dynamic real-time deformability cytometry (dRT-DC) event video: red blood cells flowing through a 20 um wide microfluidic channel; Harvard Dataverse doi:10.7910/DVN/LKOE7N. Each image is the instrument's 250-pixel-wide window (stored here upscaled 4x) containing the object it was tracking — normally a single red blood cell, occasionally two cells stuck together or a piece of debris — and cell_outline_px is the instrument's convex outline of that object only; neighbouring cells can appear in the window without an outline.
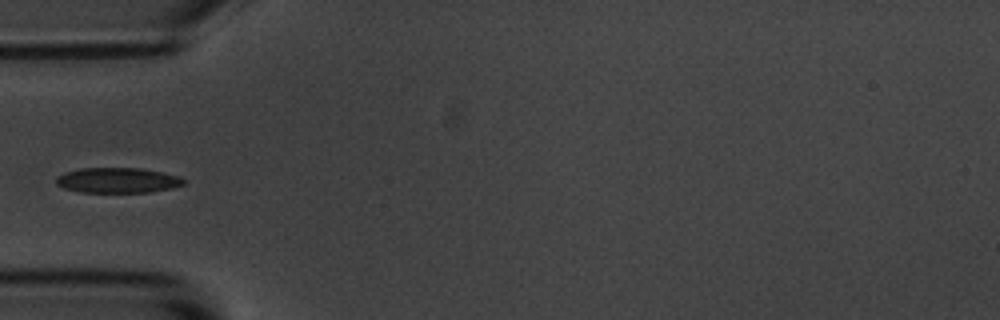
{"species": "common noctule bat (a hibernating species)", "species_latin": "Nyctalus noctula", "temperature_condition": "room temperature", "stored_images_in_passage": 4, "camera_frame_rate_fps": 3000, "um_per_image_px": 0.085, "animal": {"sex": "male", "body_mass_g": 20.1, "forearm_length_mm": 53.5}, "frame": {"image": 1, "passage_image": 4, "time_ms": 3.333, "image_size_px": [1000, 320], "cell_outline_px": [[188, 180], [184, 184], [172, 188], [152, 192], [80, 192], [64, 188], [56, 184], [56, 176], [64, 172], [80, 168], [140, 168], [160, 172], [176, 176]], "centroid_in_image_um": [9.98, 15.33], "position_along_channel_um": 75.0, "area_um2": 18.79}}